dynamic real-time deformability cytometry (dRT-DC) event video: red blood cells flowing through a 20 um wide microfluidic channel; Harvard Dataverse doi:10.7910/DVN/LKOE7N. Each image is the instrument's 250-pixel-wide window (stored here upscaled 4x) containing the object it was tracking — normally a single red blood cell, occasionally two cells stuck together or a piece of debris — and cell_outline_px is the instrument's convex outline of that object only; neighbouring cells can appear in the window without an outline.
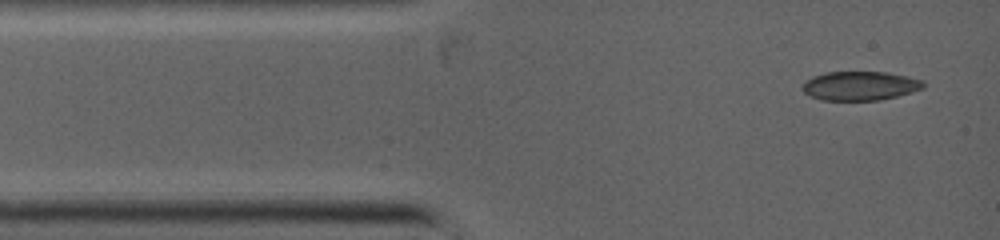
{"species": "common noctule bat (a hibernating species)", "species_latin": "Nyctalus noctula", "temperature_condition": "warm", "stored_images_in_passage": 22, "camera_frame_rate_fps": 5000, "um_per_image_px": 0.085, "animal": {"sex": "female", "body_mass_g": 19.0, "forearm_length_mm": 53.3}, "frame": {"image": 1, "passage_image": 1, "time_ms": 0.0, "image_size_px": [1000, 240], "cell_outline_px": [[924, 88], [912, 92], [880, 100], [820, 100], [804, 92], [800, 88], [812, 76], [824, 72], [888, 72], [908, 76], [924, 80]], "centroid_in_image_um": [73.12, 7.29], "position_along_channel_um": 11.9, "area_um2": 20.52}}
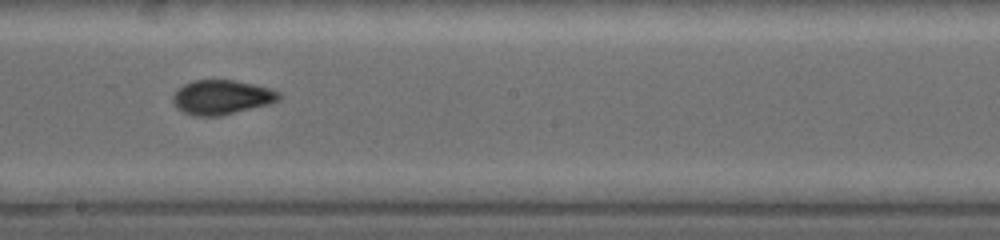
{"frame": {"image": 2, "passage_image": 13, "time_ms": 5.4, "image_size_px": [1000, 240], "cell_outline_px": [[280, 100], [268, 104], [220, 116], [192, 116], [176, 108], [172, 100], [172, 96], [176, 88], [192, 80], [232, 80], [252, 84], [268, 88], [280, 92]], "centroid_in_image_um": [18.78, 8.27], "position_along_channel_um": 229.4, "area_um2": 21.33}}
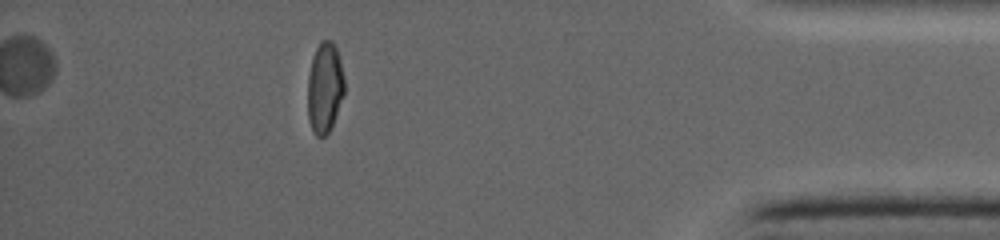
{"frame": {"image": 3, "passage_image": 21, "time_ms": 10.0, "image_size_px": [1000, 240], "cell_outline_px": [[344, 96], [332, 124], [328, 132], [324, 136], [316, 136], [312, 132], [308, 120], [308, 76], [312, 60], [316, 48], [320, 40], [332, 40], [336, 48], [340, 60], [344, 76]], "centroid_in_image_um": [27.6, 7.45], "position_along_channel_um": 407.6, "area_um2": 19.42}}